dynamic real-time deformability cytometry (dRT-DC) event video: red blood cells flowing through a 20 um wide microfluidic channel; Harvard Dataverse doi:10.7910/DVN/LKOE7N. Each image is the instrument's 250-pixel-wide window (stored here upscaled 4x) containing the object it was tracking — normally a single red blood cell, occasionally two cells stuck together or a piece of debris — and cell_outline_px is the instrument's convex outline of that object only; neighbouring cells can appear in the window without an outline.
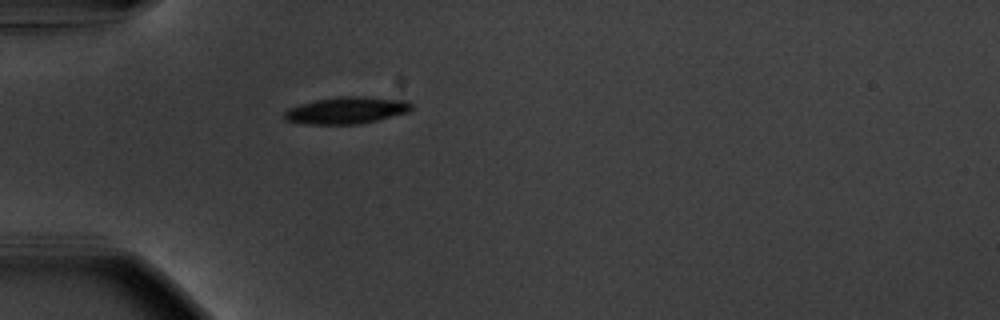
{"species": "common noctule bat (a hibernating species)", "species_latin": "Nyctalus noctula", "temperature_condition": "warm", "stored_images_in_passage": 39, "camera_frame_rate_fps": 3000, "um_per_image_px": 0.085, "animal": {"sex": "male", "body_mass_g": 20.1, "forearm_length_mm": 53.5}, "frame": {"image": 1, "passage_image": 1, "time_ms": 0.0, "image_size_px": [1000, 320], "cell_outline_px": [[412, 108], [408, 112], [360, 124], [304, 124], [284, 120], [284, 112], [288, 108], [300, 104], [316, 100], [336, 96], [364, 96], [408, 100], [412, 104]], "centroid_in_image_um": [29.45, 9.37], "position_along_channel_um": 55.6, "area_um2": 20.06}}
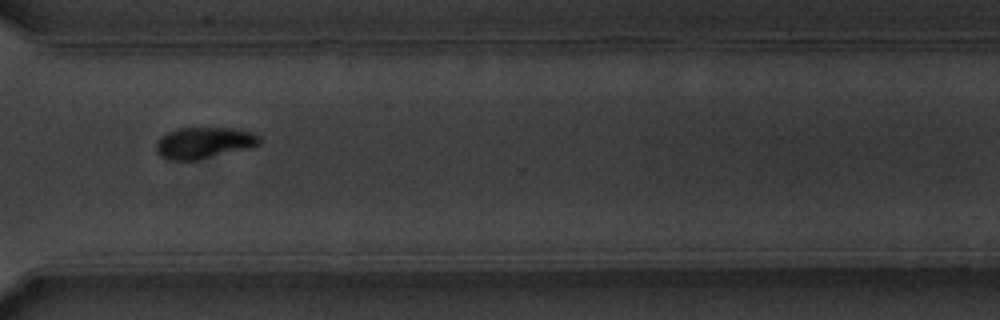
{"frame": {"image": 2, "passage_image": 26, "time_ms": 8.333, "image_size_px": [1000, 320], "cell_outline_px": [[260, 144], [252, 148], [196, 160], [168, 160], [160, 156], [156, 152], [156, 144], [160, 136], [176, 128], [236, 128], [252, 132], [260, 136]], "centroid_in_image_um": [17.35, 12.14], "position_along_channel_um": 353.3, "area_um2": 19.13}}
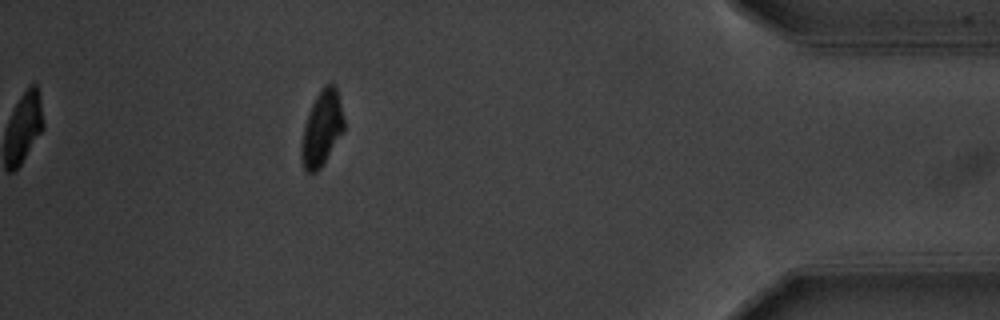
{"frame": {"image": 3, "passage_image": 34, "time_ms": 11.0, "image_size_px": [1000, 320], "cell_outline_px": [[344, 132], [320, 168], [316, 172], [308, 172], [304, 168], [300, 156], [300, 144], [308, 112], [320, 88], [324, 84], [336, 84], [344, 116]], "centroid_in_image_um": [27.36, 10.89], "position_along_channel_um": 407.8, "area_um2": 18.84}, "authors_computed_cell_mechanics": {"area_um2": 19.652, "velocity_mm_per_s": 3.6814, "shape_relaxation_time_tau1_ms": 2.0657, "shape_relaxation_time_tau2_ms": null, "deformation_change_tau1": 0.136, "deformation_change_tau2": null}}